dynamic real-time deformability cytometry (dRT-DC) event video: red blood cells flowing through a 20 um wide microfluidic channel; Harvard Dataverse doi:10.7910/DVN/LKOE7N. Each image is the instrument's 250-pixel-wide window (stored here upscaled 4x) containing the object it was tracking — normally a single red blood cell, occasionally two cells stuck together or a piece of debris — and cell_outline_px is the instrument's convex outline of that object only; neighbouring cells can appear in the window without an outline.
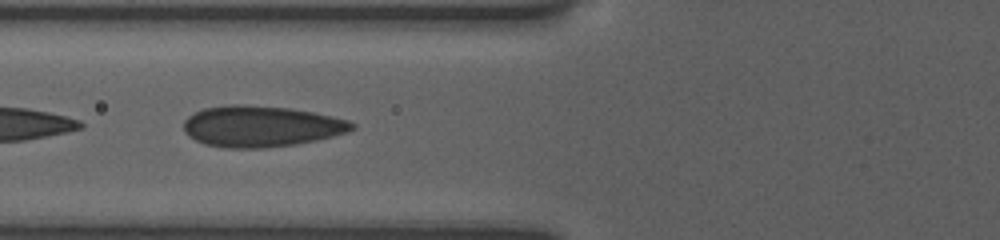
{"species": "human", "species_latin": "Homo sapiens", "temperature_condition": "room temperature", "stored_images_in_passage": 11, "camera_frame_rate_fps": 3000, "um_per_image_px": 0.085, "donor": {"sex": "female"}, "frame": {"image": 1, "passage_image": 5, "time_ms": 1.333, "image_size_px": [1000, 240], "cell_outline_px": [[356, 128], [332, 136], [296, 144], [264, 148], [224, 148], [204, 144], [188, 136], [184, 132], [184, 120], [188, 116], [204, 108], [228, 104], [244, 104], [288, 108], [312, 112], [348, 120], [356, 124]], "centroid_in_image_um": [22.14, 10.74], "position_along_channel_um": 103.7, "area_um2": 40.23}}
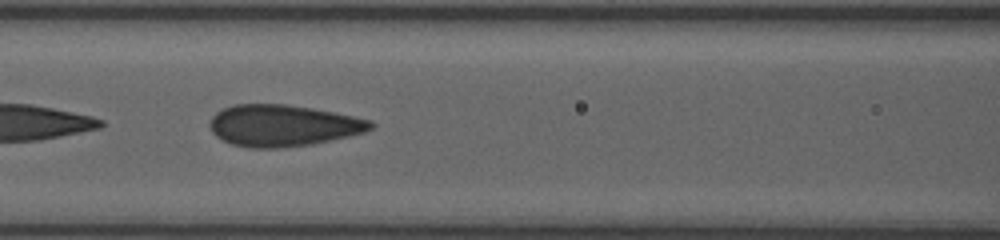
{"frame": {"image": 2, "passage_image": 8, "time_ms": 2.333, "image_size_px": [1000, 240], "cell_outline_px": [[376, 124], [372, 128], [364, 132], [348, 136], [312, 144], [280, 148], [248, 148], [232, 144], [216, 136], [212, 132], [208, 124], [212, 116], [216, 112], [232, 104], [288, 104], [312, 108], [372, 120]], "centroid_in_image_um": [24.02, 10.67], "position_along_channel_um": 142.6, "area_um2": 39.02}}